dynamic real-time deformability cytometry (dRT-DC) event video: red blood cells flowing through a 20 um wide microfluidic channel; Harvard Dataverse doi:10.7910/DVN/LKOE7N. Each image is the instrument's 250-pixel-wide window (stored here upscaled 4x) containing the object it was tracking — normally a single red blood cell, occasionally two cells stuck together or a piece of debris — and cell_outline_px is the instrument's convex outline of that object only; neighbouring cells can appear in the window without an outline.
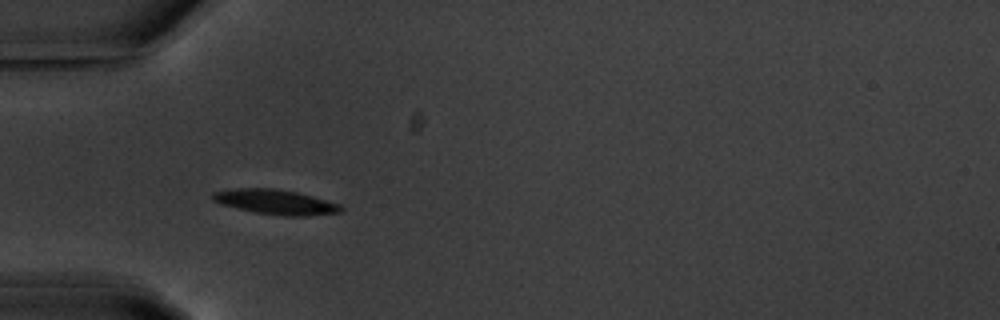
{"species": "common noctule bat (a hibernating species)", "species_latin": "Nyctalus noctula", "temperature_condition": "warm", "stored_images_in_passage": 40, "camera_frame_rate_fps": 3000, "um_per_image_px": 0.085, "animal": {"sex": "male", "body_mass_g": 20.1, "forearm_length_mm": 53.5}, "frame": {"image": 1, "passage_image": 1, "time_ms": 0.0, "image_size_px": [1000, 320], "cell_outline_px": [[344, 208], [340, 212], [304, 216], [284, 216], [256, 212], [220, 204], [212, 200], [212, 192], [236, 188], [276, 188], [296, 192], [312, 196], [340, 204]], "centroid_in_image_um": [23.41, 17.16], "position_along_channel_um": 61.6, "area_um2": 18.44}}
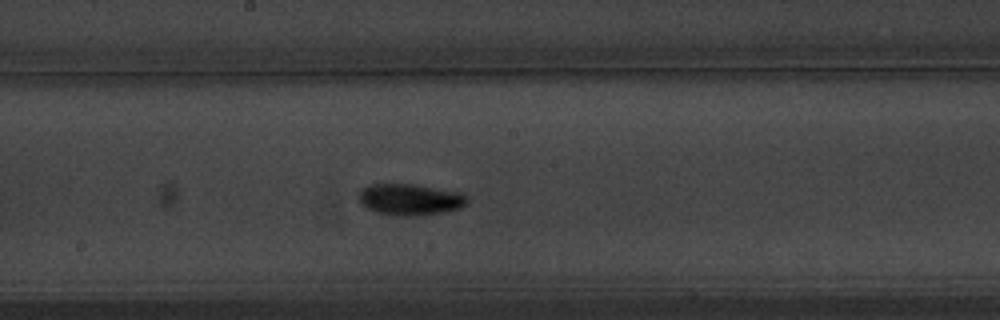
{"frame": {"image": 2, "passage_image": 14, "time_ms": 4.333, "image_size_px": [1000, 320], "cell_outline_px": [[468, 204], [460, 208], [444, 212], [420, 216], [404, 216], [376, 212], [360, 204], [360, 192], [368, 184], [416, 184], [460, 192], [468, 196]], "centroid_in_image_um": [34.91, 16.95], "position_along_channel_um": 213.3, "area_um2": 19.94}}
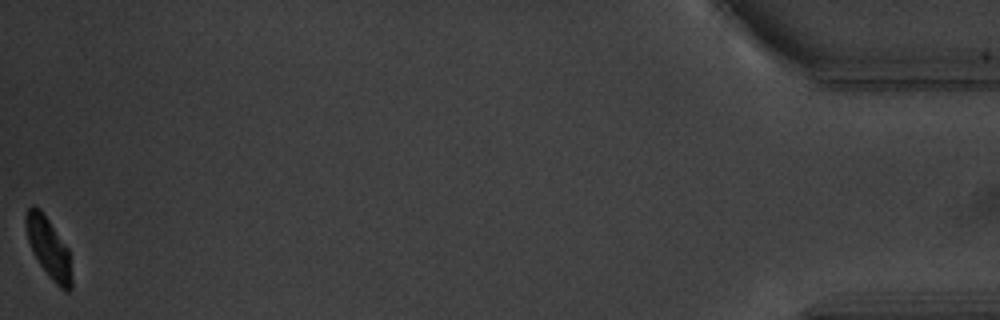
{"frame": {"image": 3, "passage_image": 40, "time_ms": 13.0, "image_size_px": [1000, 320], "cell_outline_px": [[72, 288], [68, 292], [64, 292], [48, 276], [40, 264], [28, 240], [24, 224], [24, 212], [32, 204], [40, 208], [68, 248], [72, 276]], "centroid_in_image_um": [4.13, 21.06], "position_along_channel_um": 431.1, "area_um2": 16.18}, "authors_computed_cell_mechanics": {"area_um2": 17.6868, "velocity_mm_per_s": 3.5649, "shape_relaxation_time_tau1_ms": 1.8692, "shape_relaxation_time_tau2_ms": null, "deformation_change_tau1": 0.1103, "deformation_change_tau2": null}}